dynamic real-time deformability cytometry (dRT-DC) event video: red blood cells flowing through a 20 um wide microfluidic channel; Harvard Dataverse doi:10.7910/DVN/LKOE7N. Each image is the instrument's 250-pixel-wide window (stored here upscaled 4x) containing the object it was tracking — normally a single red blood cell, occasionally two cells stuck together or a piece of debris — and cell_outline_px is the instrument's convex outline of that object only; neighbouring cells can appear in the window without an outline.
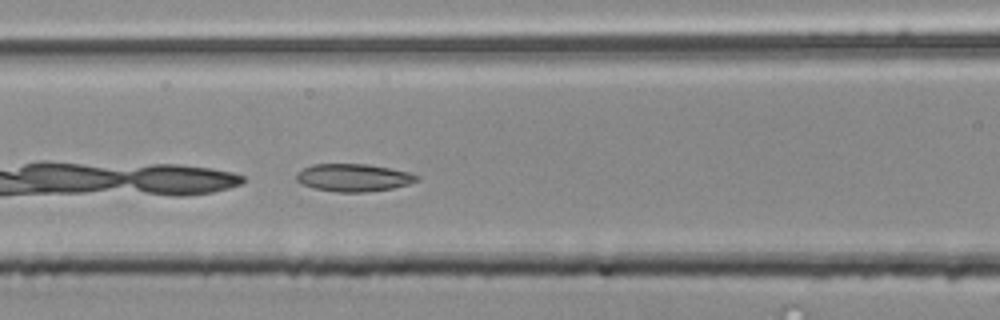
{"species": "common noctule bat (a hibernating species)", "species_latin": "Nyctalus noctula", "temperature_condition": "room temperature", "stored_images_in_passage": 20, "camera_frame_rate_fps": 3000, "um_per_image_px": 0.085, "animal": {"sex": "male", "body_mass_g": 20.4}, "frame": {"image": 1, "passage_image": 6, "time_ms": 1.667, "image_size_px": [1000, 320], "cell_outline_px": [[420, 180], [408, 184], [392, 188], [364, 192], [336, 192], [312, 188], [300, 184], [296, 180], [296, 172], [312, 164], [368, 164], [408, 172], [420, 176]], "centroid_in_image_um": [30.01, 15.1], "position_along_channel_um": 136.6, "area_um2": 19.48}}
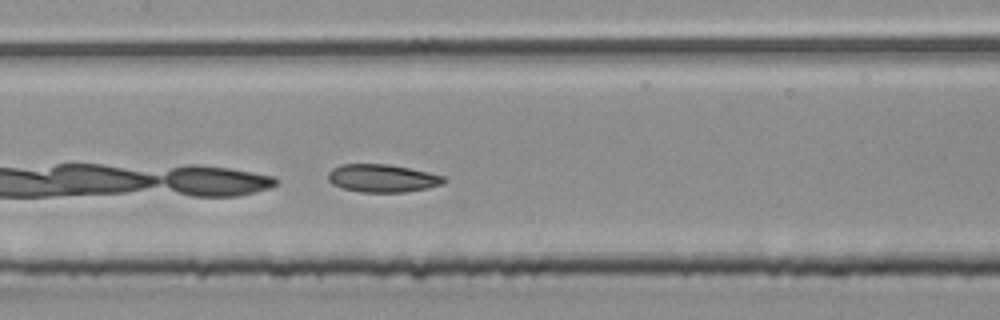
{"frame": {"image": 2, "passage_image": 9, "time_ms": 2.667, "image_size_px": [1000, 320], "cell_outline_px": [[448, 180], [444, 184], [428, 188], [404, 192], [360, 192], [340, 188], [332, 184], [328, 180], [328, 172], [332, 168], [340, 164], [388, 164], [428, 172], [444, 176]], "centroid_in_image_um": [32.49, 15.15], "position_along_channel_um": 174.9, "area_um2": 19.02}}